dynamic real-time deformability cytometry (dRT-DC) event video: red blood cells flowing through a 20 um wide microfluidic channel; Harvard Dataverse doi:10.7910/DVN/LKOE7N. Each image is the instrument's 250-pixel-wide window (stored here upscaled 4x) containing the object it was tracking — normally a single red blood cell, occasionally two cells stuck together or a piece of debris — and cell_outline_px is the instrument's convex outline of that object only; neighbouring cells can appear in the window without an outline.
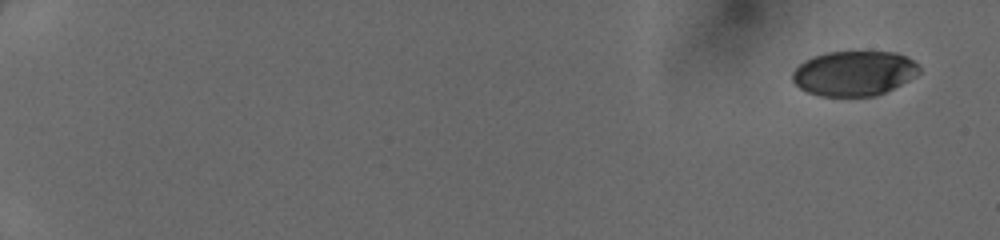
{"species": "human", "species_latin": "Homo sapiens", "temperature_condition": "cold", "stored_images_in_passage": 49, "camera_frame_rate_fps": 3000, "um_per_image_px": 0.085, "donor": {"sex": "female"}, "frame": {"image": 1, "passage_image": 1, "time_ms": 0.0, "image_size_px": [1000, 240], "cell_outline_px": [[920, 72], [916, 76], [876, 96], [820, 96], [808, 92], [800, 88], [792, 80], [792, 72], [804, 60], [812, 56], [828, 52], [896, 52], [908, 56], [920, 68]], "centroid_in_image_um": [72.58, 6.22], "position_along_channel_um": 12.4, "area_um2": 33.12}}
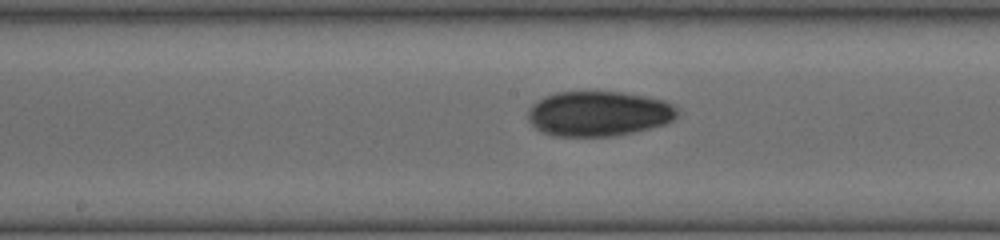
{"frame": {"image": 2, "passage_image": 28, "time_ms": 9.0, "image_size_px": [1000, 240], "cell_outline_px": [[676, 116], [672, 120], [664, 124], [632, 132], [612, 136], [552, 136], [540, 132], [528, 120], [528, 108], [532, 104], [544, 96], [556, 92], [624, 92], [648, 96], [664, 100], [672, 104], [676, 108]], "centroid_in_image_um": [50.84, 9.65], "position_along_channel_um": 197.4, "area_um2": 39.25}}
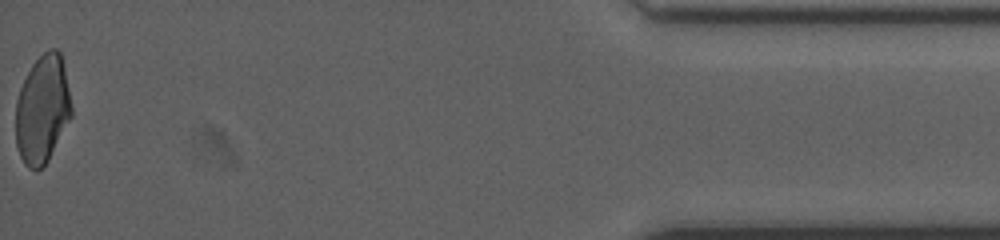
{"frame": {"image": 3, "passage_image": 49, "time_ms": 16.0, "image_size_px": [1000, 240], "cell_outline_px": [[72, 116], [48, 160], [36, 172], [28, 168], [24, 164], [20, 156], [16, 144], [16, 100], [20, 88], [32, 64], [48, 48], [56, 48], [60, 52], [64, 68], [72, 108]], "centroid_in_image_um": [3.6, 9.31], "position_along_channel_um": 431.6, "area_um2": 35.08}}